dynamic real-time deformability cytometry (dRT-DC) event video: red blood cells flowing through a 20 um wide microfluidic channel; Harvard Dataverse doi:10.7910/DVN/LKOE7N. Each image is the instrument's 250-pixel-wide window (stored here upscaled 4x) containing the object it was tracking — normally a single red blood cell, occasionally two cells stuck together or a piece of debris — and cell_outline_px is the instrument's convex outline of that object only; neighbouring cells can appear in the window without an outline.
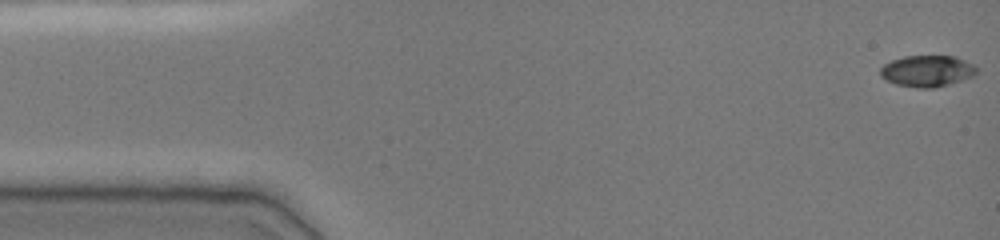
{"species": "common noctule bat (a hibernating species)", "species_latin": "Nyctalus noctula", "temperature_condition": "cold", "stored_images_in_passage": 49, "camera_frame_rate_fps": 3000, "um_per_image_px": 0.085, "animal": {"sex": "female", "body_mass_g": 19.0, "forearm_length_mm": 51.5}, "frame": {"image": 1, "passage_image": 1, "time_ms": 0.0, "image_size_px": [1000, 240], "cell_outline_px": [[976, 72], [972, 76], [948, 84], [932, 88], [920, 88], [896, 84], [880, 76], [880, 68], [884, 64], [892, 60], [904, 56], [956, 56], [972, 64], [976, 68]], "centroid_in_image_um": [78.78, 6.02], "position_along_channel_um": 6.2, "area_um2": 17.34}}
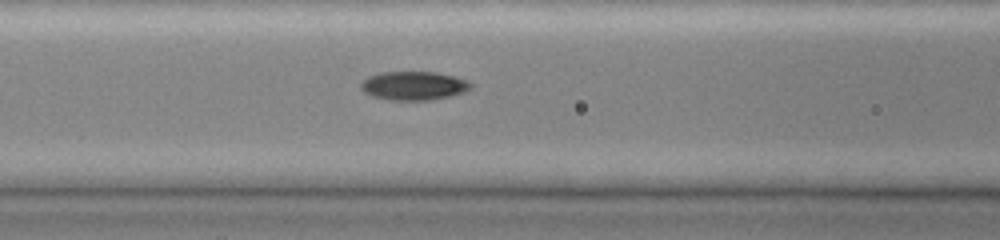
{"frame": {"image": 2, "passage_image": 20, "time_ms": 6.333, "image_size_px": [1000, 240], "cell_outline_px": [[472, 88], [464, 92], [448, 96], [428, 100], [388, 100], [372, 96], [364, 92], [360, 88], [360, 84], [368, 76], [380, 72], [436, 72], [468, 80], [472, 84]], "centroid_in_image_um": [35.15, 7.28], "position_along_channel_um": 131.5, "area_um2": 18.38}}
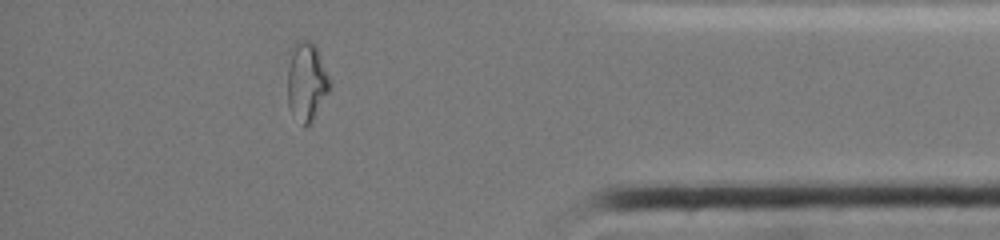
{"frame": {"image": 3, "passage_image": 43, "time_ms": 14.0, "image_size_px": [1000, 240], "cell_outline_px": [[332, 84], [312, 124], [304, 128], [288, 108], [288, 68], [292, 44], [296, 40], [308, 40], [316, 48], [320, 56]], "centroid_in_image_um": [26.05, 6.98], "position_along_channel_um": 409.2, "area_um2": 19.54}, "authors_computed_cell_mechanics": {"area_um2": 17.918, "velocity_mm_per_s": 3.8912, "shape_relaxation_time_tau1_ms": null, "shape_relaxation_time_tau2_ms": 2.9278, "deformation_change_tau1": null, "deformation_change_tau2": 0.0643}}